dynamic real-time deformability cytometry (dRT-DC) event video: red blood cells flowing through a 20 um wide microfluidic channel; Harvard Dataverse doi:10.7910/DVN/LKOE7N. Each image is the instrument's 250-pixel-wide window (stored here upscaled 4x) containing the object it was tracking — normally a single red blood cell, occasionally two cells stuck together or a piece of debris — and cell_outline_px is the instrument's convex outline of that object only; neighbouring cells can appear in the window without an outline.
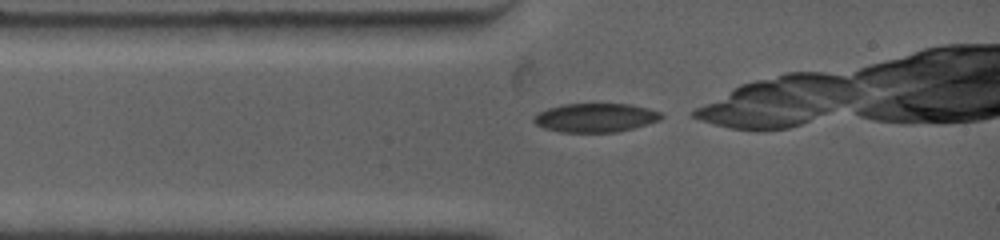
{"species": "common noctule bat (a hibernating species)", "species_latin": "Nyctalus noctula", "temperature_condition": "warm", "stored_images_in_passage": 8, "camera_frame_rate_fps": 4500, "um_per_image_px": 0.085, "animal": {"sex": "female", "body_mass_g": 19.0, "forearm_length_mm": 53.3}, "frame": {"image": 1, "passage_image": 1, "time_ms": 0.0, "image_size_px": [1000, 240], "cell_outline_px": [[664, 116], [660, 120], [632, 128], [616, 132], [560, 132], [544, 128], [536, 124], [532, 120], [532, 116], [548, 108], [564, 104], [632, 104], [648, 108], [660, 112]], "centroid_in_image_um": [50.6, 10.0], "position_along_channel_um": 34.4, "area_um2": 21.39}}
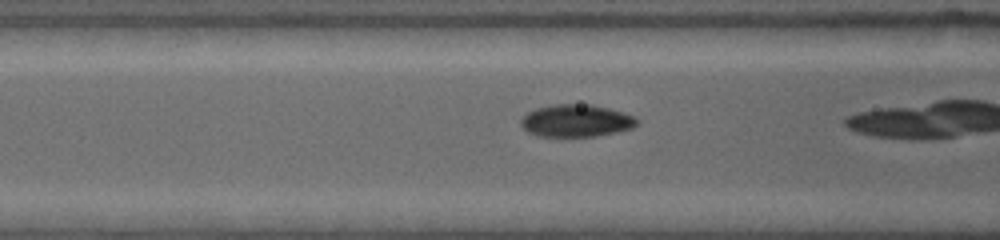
{"frame": {"image": 2, "passage_image": 5, "time_ms": 2.222, "image_size_px": [1000, 240], "cell_outline_px": [[640, 120], [632, 128], [616, 132], [596, 136], [536, 136], [528, 132], [520, 124], [520, 120], [528, 112], [536, 108], [552, 104], [592, 104], [624, 112]], "centroid_in_image_um": [48.97, 10.25], "position_along_channel_um": 117.6, "area_um2": 21.91}}
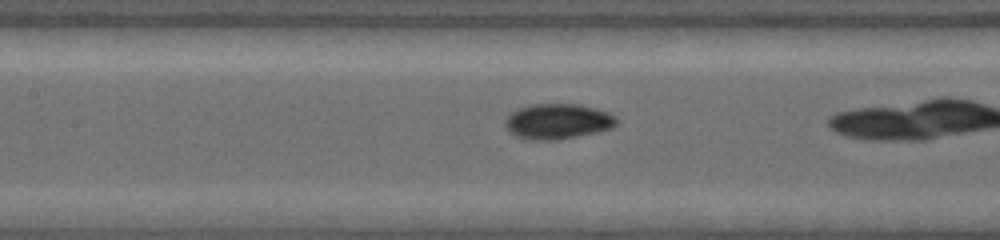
{"frame": {"image": 3, "passage_image": 7, "time_ms": 3.333, "image_size_px": [1000, 240], "cell_outline_px": [[620, 120], [612, 128], [600, 132], [556, 140], [524, 140], [516, 136], [504, 124], [504, 120], [516, 108], [532, 104], [580, 104], [596, 108], [608, 112], [616, 116]], "centroid_in_image_um": [47.44, 10.32], "position_along_channel_um": 160.0, "area_um2": 23.29}}